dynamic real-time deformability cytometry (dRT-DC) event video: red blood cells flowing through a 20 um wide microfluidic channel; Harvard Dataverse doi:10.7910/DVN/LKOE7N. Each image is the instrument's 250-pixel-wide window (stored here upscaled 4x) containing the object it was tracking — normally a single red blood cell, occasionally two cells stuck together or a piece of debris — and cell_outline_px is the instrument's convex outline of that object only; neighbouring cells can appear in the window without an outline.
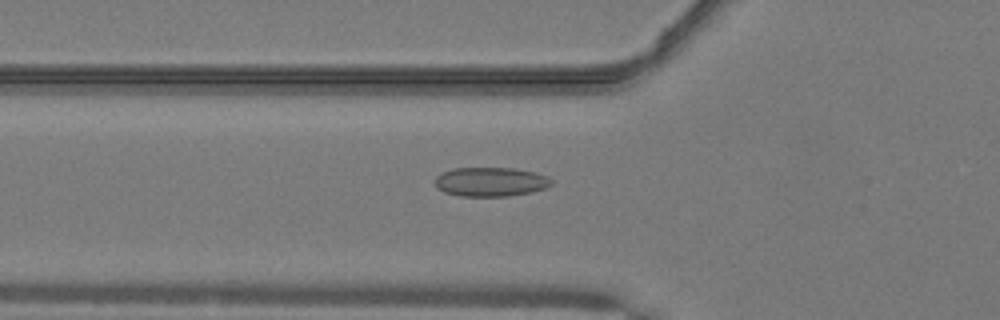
{"species": "common noctule bat (a hibernating species)", "species_latin": "Nyctalus noctula", "temperature_condition": "warm", "stored_images_in_passage": 34, "camera_frame_rate_fps": 3000, "um_per_image_px": 0.085, "animal": {"sex": "male", "body_mass_g": 19.2, "forearm_length_mm": 51.8}, "frame": {"image": 1, "passage_image": 2, "time_ms": 0.333, "image_size_px": [1000, 320], "cell_outline_px": [[552, 184], [544, 188], [532, 192], [508, 196], [460, 196], [444, 192], [436, 188], [436, 176], [444, 172], [456, 168], [516, 168], [536, 172], [552, 180]], "centroid_in_image_um": [41.7, 15.46], "position_along_channel_um": 84.1, "area_um2": 19.71}}
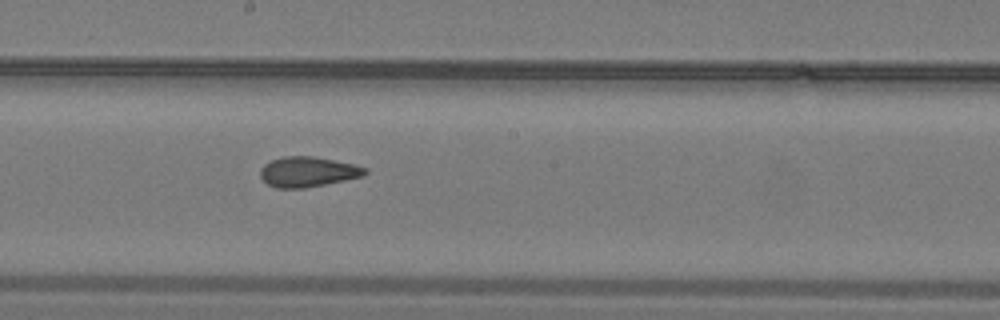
{"frame": {"image": 2, "passage_image": 12, "time_ms": 3.667, "image_size_px": [1000, 320], "cell_outline_px": [[368, 172], [364, 176], [304, 188], [276, 188], [268, 184], [260, 176], [260, 168], [264, 164], [272, 160], [284, 156], [312, 156], [352, 164], [368, 168]], "centroid_in_image_um": [26.15, 14.6], "position_along_channel_um": 222.0, "area_um2": 18.26}}
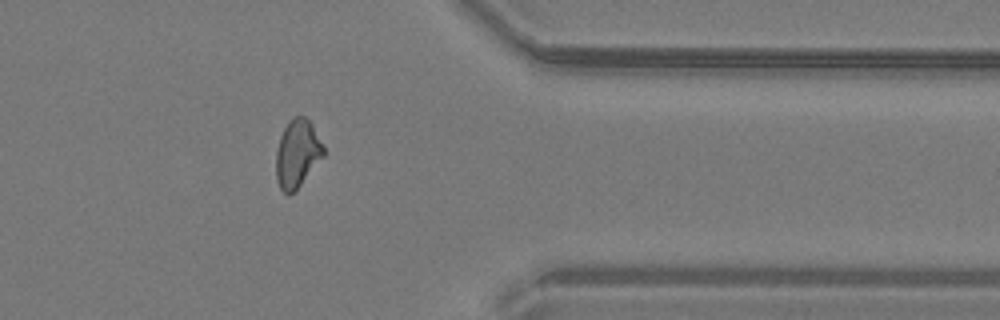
{"frame": {"image": 3, "passage_image": 25, "time_ms": 8.0, "image_size_px": [1000, 320], "cell_outline_px": [[324, 156], [300, 184], [288, 196], [280, 188], [276, 180], [276, 152], [280, 136], [288, 120], [292, 116], [304, 116], [312, 124], [324, 148]], "centroid_in_image_um": [25.25, 13.03], "position_along_channel_um": 386.2, "area_um2": 18.61}, "authors_computed_cell_mechanics": {"area_um2": 18.496, "velocity_mm_per_s": 4.1001, "shape_relaxation_time_tau1_ms": null, "shape_relaxation_time_tau2_ms": 1.6967, "deformation_change_tau1": null, "deformation_change_tau2": 0.0805}}